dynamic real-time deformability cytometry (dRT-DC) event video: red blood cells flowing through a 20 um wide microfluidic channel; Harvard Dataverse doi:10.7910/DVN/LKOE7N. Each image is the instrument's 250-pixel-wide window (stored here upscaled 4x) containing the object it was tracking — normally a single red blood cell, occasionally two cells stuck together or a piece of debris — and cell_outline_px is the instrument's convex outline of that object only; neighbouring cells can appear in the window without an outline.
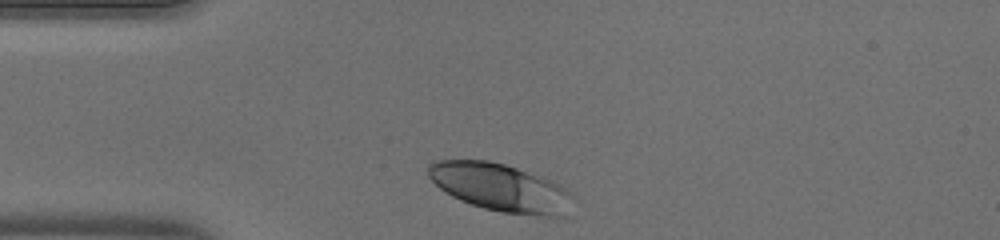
{"species": "human", "species_latin": "Homo sapiens", "temperature_condition": "warm", "stored_images_in_passage": 30, "camera_frame_rate_fps": 3000, "um_per_image_px": 0.085, "donor": {"sex": "male"}, "frame": {"image": 1, "passage_image": 1, "time_ms": 0.0, "image_size_px": [1000, 240], "cell_outline_px": [[572, 196], [564, 216], [544, 216], [504, 212], [484, 208], [460, 200], [452, 196], [440, 188], [428, 176], [428, 164], [436, 160], [488, 160], [504, 164], [516, 168], [548, 180], [568, 188]], "centroid_in_image_um": [42.49, 15.93], "position_along_channel_um": 42.5, "area_um2": 39.59}}
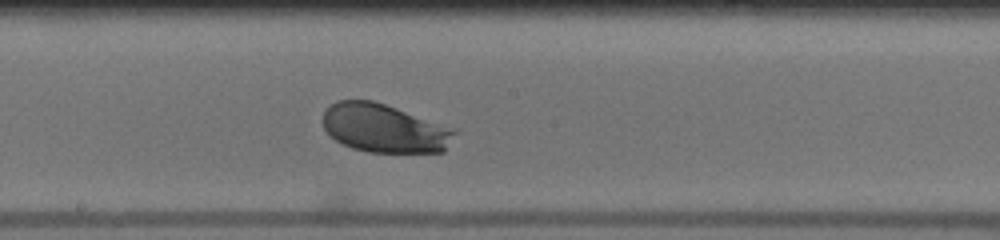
{"frame": {"image": 2, "passage_image": 15, "time_ms": 4.667, "image_size_px": [1000, 240], "cell_outline_px": [[456, 132], [444, 152], [368, 152], [352, 148], [336, 140], [324, 128], [320, 120], [324, 112], [336, 100], [372, 100], [456, 128]], "centroid_in_image_um": [32.66, 10.9], "position_along_channel_um": 215.5, "area_um2": 37.22}}
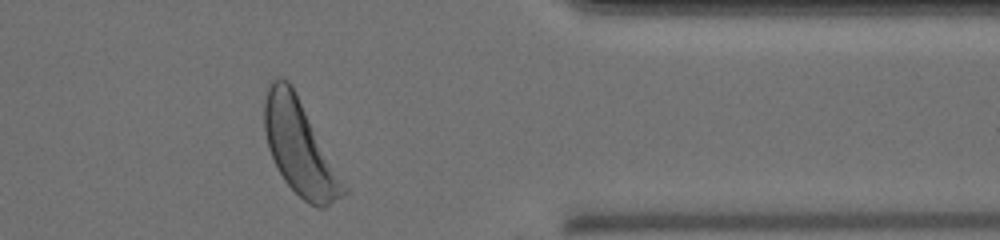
{"frame": {"image": 3, "passage_image": 28, "time_ms": 9.0, "image_size_px": [1000, 240], "cell_outline_px": [[348, 192], [344, 196], [324, 208], [316, 208], [308, 204], [284, 180], [268, 148], [264, 132], [264, 100], [268, 84], [276, 76], [280, 76], [288, 80], [292, 84], [348, 188]], "centroid_in_image_um": [25.47, 12.51], "position_along_channel_um": 385.9, "area_um2": 43.64}}